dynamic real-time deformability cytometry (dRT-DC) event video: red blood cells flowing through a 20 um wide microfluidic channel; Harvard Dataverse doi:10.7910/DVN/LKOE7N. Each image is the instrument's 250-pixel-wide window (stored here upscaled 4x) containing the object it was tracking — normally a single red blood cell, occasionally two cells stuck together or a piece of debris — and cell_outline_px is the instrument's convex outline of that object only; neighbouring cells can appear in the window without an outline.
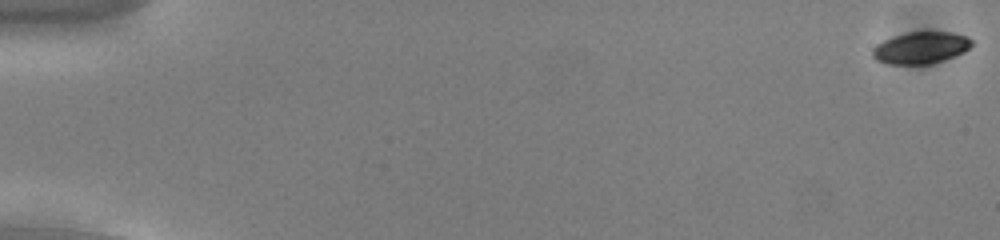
{"species": "common noctule bat (a hibernating species)", "species_latin": "Nyctalus noctula", "temperature_condition": "cold", "stored_images_in_passage": 10, "camera_frame_rate_fps": 3000, "um_per_image_px": 0.085, "animal": {"sex": "male", "body_mass_g": 13.0, "forearm_length_mm": 53.1}, "frame": {"image": 1, "passage_image": 1, "time_ms": 0.0, "image_size_px": [1000, 240], "cell_outline_px": [[972, 44], [964, 52], [944, 60], [928, 64], [888, 64], [876, 60], [872, 56], [872, 48], [876, 44], [884, 40], [908, 32], [952, 32], [968, 36], [972, 40]], "centroid_in_image_um": [78.26, 4.06], "position_along_channel_um": 6.7, "area_um2": 18.38}}